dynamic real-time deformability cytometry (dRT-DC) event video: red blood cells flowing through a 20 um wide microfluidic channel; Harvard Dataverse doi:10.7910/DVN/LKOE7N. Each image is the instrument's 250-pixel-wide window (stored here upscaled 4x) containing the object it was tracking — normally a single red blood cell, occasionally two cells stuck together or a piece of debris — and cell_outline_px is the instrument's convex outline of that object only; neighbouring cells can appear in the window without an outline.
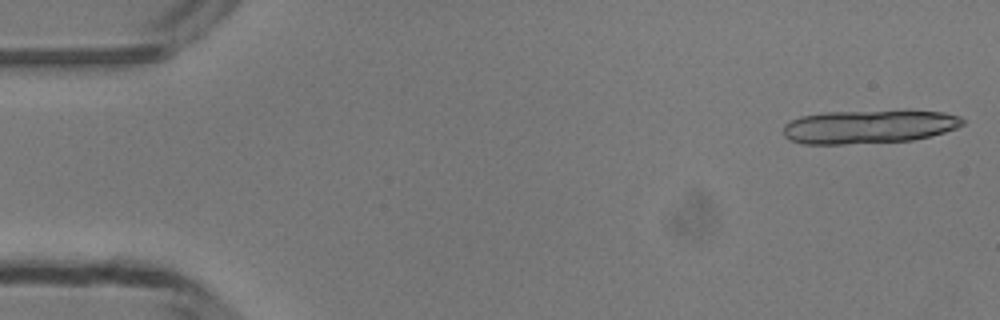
{"species": "common noctule bat (a hibernating species)", "species_latin": "Nyctalus noctula", "temperature_condition": "room temperature", "stored_images_in_passage": 16, "camera_frame_rate_fps": 3000, "um_per_image_px": 0.085, "animal": {"sex": "male", "body_mass_g": 13.3}, "frame": {"image": 1, "passage_image": 1, "time_ms": 0.0, "image_size_px": [1000, 320], "cell_outline_px": [[964, 124], [956, 128], [944, 132], [912, 140], [844, 144], [804, 144], [788, 140], [784, 136], [784, 124], [800, 116], [824, 112], [944, 112], [960, 116], [964, 120]], "centroid_in_image_um": [73.79, 10.79], "position_along_channel_um": 11.2, "area_um2": 34.45}}